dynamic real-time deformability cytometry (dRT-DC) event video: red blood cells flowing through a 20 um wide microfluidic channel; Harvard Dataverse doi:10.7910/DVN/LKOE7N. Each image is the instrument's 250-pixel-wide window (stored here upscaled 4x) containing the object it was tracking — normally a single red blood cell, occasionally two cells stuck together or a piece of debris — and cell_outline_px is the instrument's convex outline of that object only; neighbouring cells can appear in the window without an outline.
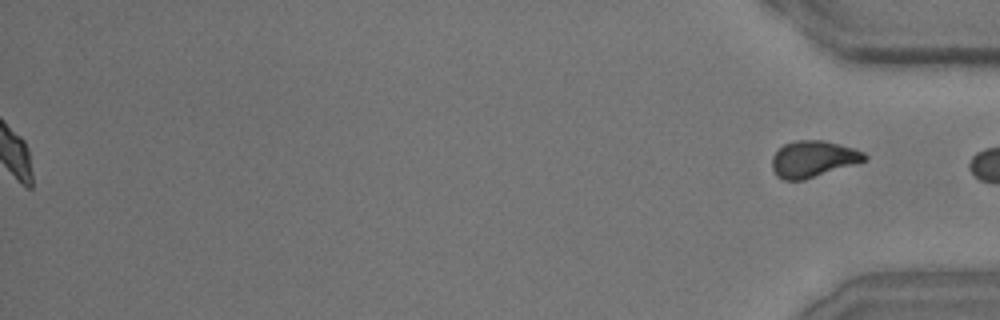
{"species": "common noctule bat (a hibernating species)", "species_latin": "Nyctalus noctula", "temperature_condition": "room temperature", "stored_images_in_passage": 51, "segment_of_instrument_passage": [2, 2], "camera_frame_rate_fps": 3000, "um_per_image_px": 0.085, "animal": {"sex": "male", "body_mass_g": 15.6}, "frame": {"image": 1, "passage_image": 51, "time_ms": 16.667, "image_size_px": [1000, 320], "cell_outline_px": [[868, 160], [804, 180], [784, 180], [776, 176], [772, 168], [772, 156], [784, 144], [796, 140], [824, 140], [852, 148], [864, 152], [868, 156]], "centroid_in_image_um": [69.12, 13.52], "position_along_channel_um": 366.1, "area_um2": 19.65}}